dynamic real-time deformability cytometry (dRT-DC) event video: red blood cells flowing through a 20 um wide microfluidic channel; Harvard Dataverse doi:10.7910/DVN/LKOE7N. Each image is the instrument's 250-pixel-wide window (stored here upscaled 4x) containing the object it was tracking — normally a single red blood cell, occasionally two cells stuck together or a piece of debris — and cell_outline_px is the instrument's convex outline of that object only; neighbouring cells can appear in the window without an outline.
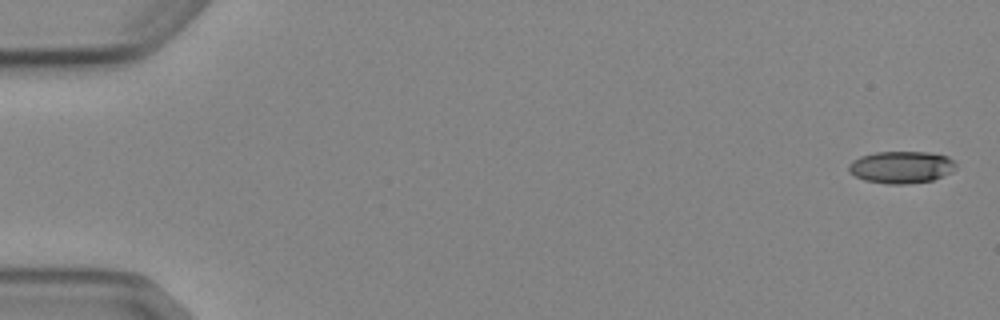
{"species": "Egyptian fruit bat (a non-hibernating species)", "species_latin": "Rousettus aegyptiacus", "temperature_condition": "cold", "stored_images_in_passage": 7, "camera_frame_rate_fps": 3000, "um_per_image_px": 0.085, "animal": {"sex": "female"}, "frame": {"image": 1, "passage_image": 1, "time_ms": 0.0, "image_size_px": [1000, 320], "cell_outline_px": [[956, 168], [952, 172], [932, 180], [908, 184], [888, 184], [864, 180], [848, 172], [848, 164], [852, 160], [860, 156], [876, 152], [928, 152], [948, 156], [956, 164]], "centroid_in_image_um": [76.59, 14.21], "position_along_channel_um": 8.4, "area_um2": 20.17}}
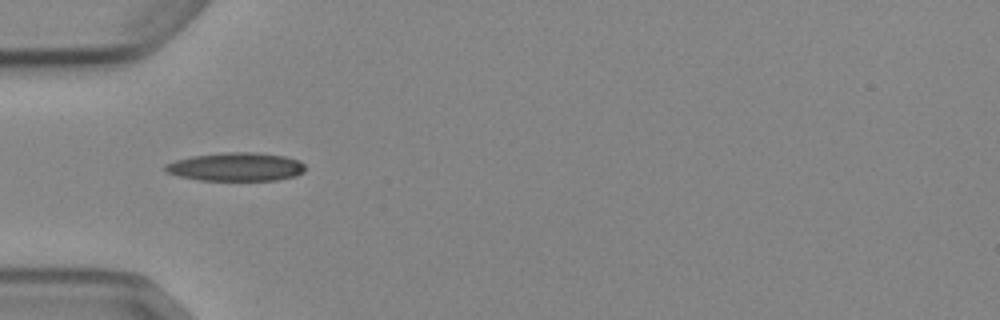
{"frame": {"image": 2, "passage_image": 5, "time_ms": 5.333, "image_size_px": [1000, 320], "cell_outline_px": [[304, 172], [296, 176], [276, 180], [200, 180], [180, 176], [168, 172], [164, 168], [164, 164], [176, 160], [192, 156], [224, 152], [256, 152], [284, 156], [300, 160], [304, 164]], "centroid_in_image_um": [20.09, 14.17], "position_along_channel_um": 64.9, "area_um2": 23.18}}
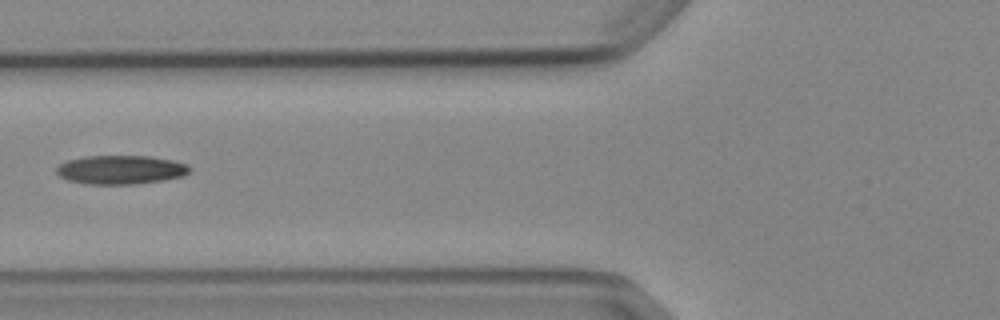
{"frame": {"image": 3, "passage_image": 6, "time_ms": 6.667, "image_size_px": [1000, 320], "cell_outline_px": [[192, 168], [184, 176], [164, 180], [132, 184], [88, 184], [68, 180], [60, 176], [56, 172], [56, 168], [60, 164], [68, 160], [84, 156], [152, 156], [172, 160], [188, 164]], "centroid_in_image_um": [10.29, 14.42], "position_along_channel_um": 115.5, "area_um2": 22.43}}